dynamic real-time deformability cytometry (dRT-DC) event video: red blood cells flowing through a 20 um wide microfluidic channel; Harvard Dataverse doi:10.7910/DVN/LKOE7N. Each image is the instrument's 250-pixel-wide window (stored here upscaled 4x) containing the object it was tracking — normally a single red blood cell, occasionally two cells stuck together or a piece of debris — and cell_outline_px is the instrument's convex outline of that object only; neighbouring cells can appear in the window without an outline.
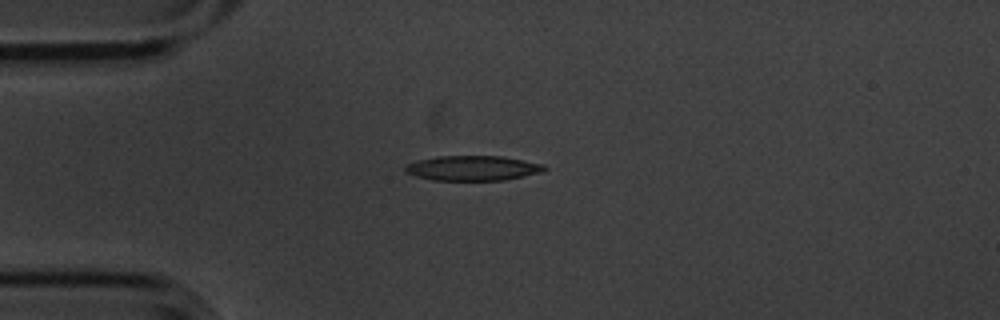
{"species": "common noctule bat (a hibernating species)", "species_latin": "Nyctalus noctula", "temperature_condition": "cold", "stored_images_in_passage": 3, "camera_frame_rate_fps": 3000, "um_per_image_px": 0.085, "animal": {"sex": "male", "body_mass_g": 20.1, "forearm_length_mm": 53.5}, "frame": {"image": 1, "passage_image": 1, "time_ms": 0.0, "image_size_px": [1000, 320], "cell_outline_px": [[548, 168], [540, 172], [524, 176], [504, 180], [432, 180], [416, 176], [404, 172], [404, 168], [408, 164], [416, 160], [436, 156], [500, 156], [544, 164]], "centroid_in_image_um": [40.15, 14.29], "position_along_channel_um": 44.9, "area_um2": 20.17}}
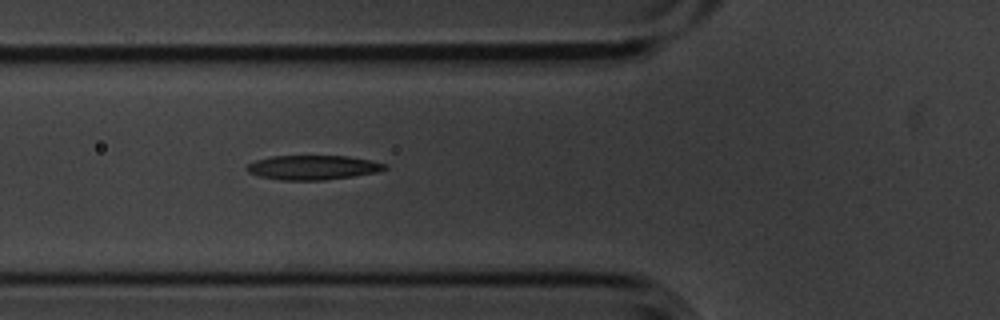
{"frame": {"image": 2, "passage_image": 3, "time_ms": 0.667, "image_size_px": [1000, 320], "cell_outline_px": [[388, 168], [376, 172], [352, 176], [324, 180], [280, 180], [260, 176], [248, 172], [244, 168], [248, 164], [256, 160], [272, 156], [348, 156], [372, 160], [388, 164]], "centroid_in_image_um": [26.6, 14.23], "position_along_channel_um": 99.2, "area_um2": 19.65}}